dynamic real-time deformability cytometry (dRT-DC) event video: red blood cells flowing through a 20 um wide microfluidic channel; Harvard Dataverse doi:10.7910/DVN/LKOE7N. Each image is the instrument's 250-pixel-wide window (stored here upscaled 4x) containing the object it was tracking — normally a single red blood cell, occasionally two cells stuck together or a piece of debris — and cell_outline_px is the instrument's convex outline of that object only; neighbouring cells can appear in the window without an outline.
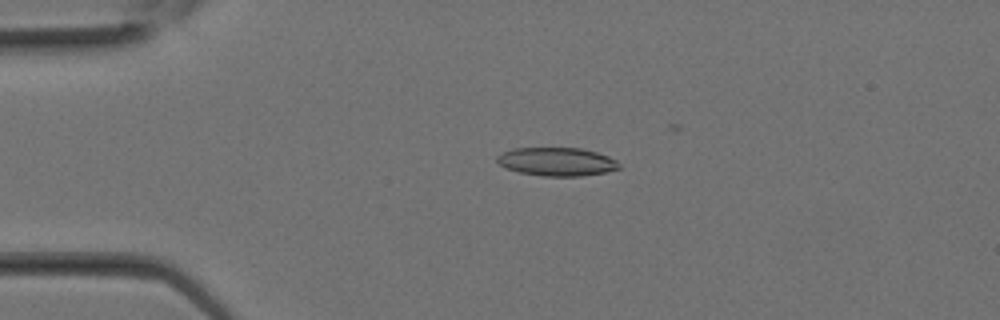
{"species": "Egyptian fruit bat (a non-hibernating species)", "species_latin": "Rousettus aegyptiacus", "temperature_condition": "room temperature", "stored_images_in_passage": 11, "camera_frame_rate_fps": 3000, "um_per_image_px": 0.085, "animal": {"sex": "female"}, "frame": {"image": 1, "passage_image": 7, "time_ms": 2.0, "image_size_px": [1000, 320], "cell_outline_px": [[620, 168], [604, 172], [580, 176], [544, 176], [520, 172], [508, 168], [500, 164], [496, 160], [496, 156], [512, 148], [580, 148], [596, 152], [608, 156], [616, 160], [620, 164]], "centroid_in_image_um": [47.34, 13.74], "position_along_channel_um": 37.7, "area_um2": 20.0}}
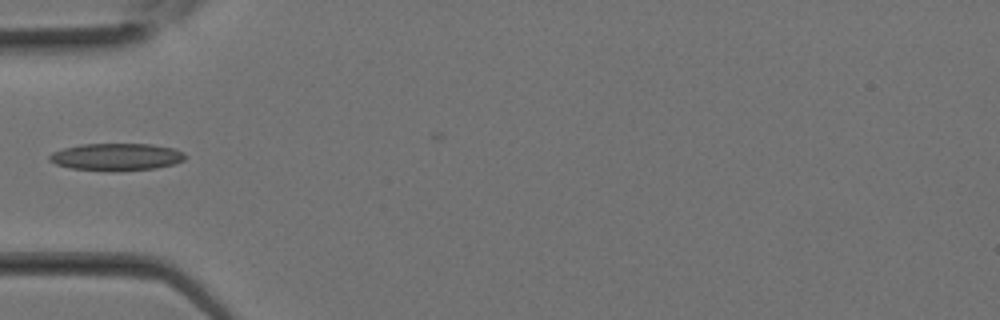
{"frame": {"image": 2, "passage_image": 10, "time_ms": 3.0, "image_size_px": [1000, 320], "cell_outline_px": [[188, 156], [184, 160], [172, 164], [156, 168], [72, 168], [56, 164], [48, 160], [48, 156], [52, 152], [64, 148], [80, 144], [152, 144], [172, 148], [184, 152]], "centroid_in_image_um": [9.91, 13.28], "position_along_channel_um": 75.1, "area_um2": 20.52}}